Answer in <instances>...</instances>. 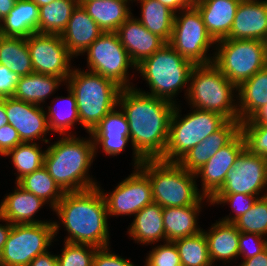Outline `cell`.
<instances>
[{
    "label": "cell",
    "instance_id": "39",
    "mask_svg": "<svg viewBox=\"0 0 267 266\" xmlns=\"http://www.w3.org/2000/svg\"><path fill=\"white\" fill-rule=\"evenodd\" d=\"M234 224L240 232L267 236V192L257 198L251 209L240 216Z\"/></svg>",
    "mask_w": 267,
    "mask_h": 266
},
{
    "label": "cell",
    "instance_id": "56",
    "mask_svg": "<svg viewBox=\"0 0 267 266\" xmlns=\"http://www.w3.org/2000/svg\"><path fill=\"white\" fill-rule=\"evenodd\" d=\"M262 42H263V48H264V60L267 64V37L264 40H262Z\"/></svg>",
    "mask_w": 267,
    "mask_h": 266
},
{
    "label": "cell",
    "instance_id": "5",
    "mask_svg": "<svg viewBox=\"0 0 267 266\" xmlns=\"http://www.w3.org/2000/svg\"><path fill=\"white\" fill-rule=\"evenodd\" d=\"M188 86L185 98H188L191 108L213 111L228 120H239L238 102H235L238 100L235 94L237 86L230 82L213 62L194 65Z\"/></svg>",
    "mask_w": 267,
    "mask_h": 266
},
{
    "label": "cell",
    "instance_id": "40",
    "mask_svg": "<svg viewBox=\"0 0 267 266\" xmlns=\"http://www.w3.org/2000/svg\"><path fill=\"white\" fill-rule=\"evenodd\" d=\"M61 255H57L58 266H93L97 247L88 244L64 242Z\"/></svg>",
    "mask_w": 267,
    "mask_h": 266
},
{
    "label": "cell",
    "instance_id": "15",
    "mask_svg": "<svg viewBox=\"0 0 267 266\" xmlns=\"http://www.w3.org/2000/svg\"><path fill=\"white\" fill-rule=\"evenodd\" d=\"M267 188V159L250 153L246 148L238 156L217 194L258 196ZM261 191V192H260Z\"/></svg>",
    "mask_w": 267,
    "mask_h": 266
},
{
    "label": "cell",
    "instance_id": "27",
    "mask_svg": "<svg viewBox=\"0 0 267 266\" xmlns=\"http://www.w3.org/2000/svg\"><path fill=\"white\" fill-rule=\"evenodd\" d=\"M162 212L163 207L155 202L138 211L127 231L132 240L142 245L165 241Z\"/></svg>",
    "mask_w": 267,
    "mask_h": 266
},
{
    "label": "cell",
    "instance_id": "51",
    "mask_svg": "<svg viewBox=\"0 0 267 266\" xmlns=\"http://www.w3.org/2000/svg\"><path fill=\"white\" fill-rule=\"evenodd\" d=\"M240 124H267V105L263 106L250 119Z\"/></svg>",
    "mask_w": 267,
    "mask_h": 266
},
{
    "label": "cell",
    "instance_id": "53",
    "mask_svg": "<svg viewBox=\"0 0 267 266\" xmlns=\"http://www.w3.org/2000/svg\"><path fill=\"white\" fill-rule=\"evenodd\" d=\"M15 2H16V0H0V19H1V21L13 9Z\"/></svg>",
    "mask_w": 267,
    "mask_h": 266
},
{
    "label": "cell",
    "instance_id": "22",
    "mask_svg": "<svg viewBox=\"0 0 267 266\" xmlns=\"http://www.w3.org/2000/svg\"><path fill=\"white\" fill-rule=\"evenodd\" d=\"M241 0H196L208 34L215 42L225 39L230 33Z\"/></svg>",
    "mask_w": 267,
    "mask_h": 266
},
{
    "label": "cell",
    "instance_id": "55",
    "mask_svg": "<svg viewBox=\"0 0 267 266\" xmlns=\"http://www.w3.org/2000/svg\"><path fill=\"white\" fill-rule=\"evenodd\" d=\"M30 1L34 2L38 7H41L51 3L54 0H30Z\"/></svg>",
    "mask_w": 267,
    "mask_h": 266
},
{
    "label": "cell",
    "instance_id": "12",
    "mask_svg": "<svg viewBox=\"0 0 267 266\" xmlns=\"http://www.w3.org/2000/svg\"><path fill=\"white\" fill-rule=\"evenodd\" d=\"M88 71L115 81L122 88L133 87L129 67L136 69L116 32H103L85 51Z\"/></svg>",
    "mask_w": 267,
    "mask_h": 266
},
{
    "label": "cell",
    "instance_id": "34",
    "mask_svg": "<svg viewBox=\"0 0 267 266\" xmlns=\"http://www.w3.org/2000/svg\"><path fill=\"white\" fill-rule=\"evenodd\" d=\"M79 0H54L39 7V33L61 35Z\"/></svg>",
    "mask_w": 267,
    "mask_h": 266
},
{
    "label": "cell",
    "instance_id": "43",
    "mask_svg": "<svg viewBox=\"0 0 267 266\" xmlns=\"http://www.w3.org/2000/svg\"><path fill=\"white\" fill-rule=\"evenodd\" d=\"M144 266H182L177 247L173 241L152 248L146 256Z\"/></svg>",
    "mask_w": 267,
    "mask_h": 266
},
{
    "label": "cell",
    "instance_id": "21",
    "mask_svg": "<svg viewBox=\"0 0 267 266\" xmlns=\"http://www.w3.org/2000/svg\"><path fill=\"white\" fill-rule=\"evenodd\" d=\"M240 123L239 120H228L220 129L190 149L178 163L187 171L195 173L240 132Z\"/></svg>",
    "mask_w": 267,
    "mask_h": 266
},
{
    "label": "cell",
    "instance_id": "32",
    "mask_svg": "<svg viewBox=\"0 0 267 266\" xmlns=\"http://www.w3.org/2000/svg\"><path fill=\"white\" fill-rule=\"evenodd\" d=\"M0 65L21 76L33 73L27 38L0 34Z\"/></svg>",
    "mask_w": 267,
    "mask_h": 266
},
{
    "label": "cell",
    "instance_id": "3",
    "mask_svg": "<svg viewBox=\"0 0 267 266\" xmlns=\"http://www.w3.org/2000/svg\"><path fill=\"white\" fill-rule=\"evenodd\" d=\"M87 139L72 133L62 136L46 149L44 167L64 192H79L98 186L88 173L95 157V147L92 137Z\"/></svg>",
    "mask_w": 267,
    "mask_h": 266
},
{
    "label": "cell",
    "instance_id": "42",
    "mask_svg": "<svg viewBox=\"0 0 267 266\" xmlns=\"http://www.w3.org/2000/svg\"><path fill=\"white\" fill-rule=\"evenodd\" d=\"M245 148L267 159V124H240Z\"/></svg>",
    "mask_w": 267,
    "mask_h": 266
},
{
    "label": "cell",
    "instance_id": "23",
    "mask_svg": "<svg viewBox=\"0 0 267 266\" xmlns=\"http://www.w3.org/2000/svg\"><path fill=\"white\" fill-rule=\"evenodd\" d=\"M103 33V30L87 14L81 4L73 10L65 31L61 34L62 40L69 53L76 57L84 51Z\"/></svg>",
    "mask_w": 267,
    "mask_h": 266
},
{
    "label": "cell",
    "instance_id": "52",
    "mask_svg": "<svg viewBox=\"0 0 267 266\" xmlns=\"http://www.w3.org/2000/svg\"><path fill=\"white\" fill-rule=\"evenodd\" d=\"M1 220L6 222V224L2 225L0 224V254L3 250V247L5 246V242L7 241L8 235L11 231L12 225L8 220H5L0 217Z\"/></svg>",
    "mask_w": 267,
    "mask_h": 266
},
{
    "label": "cell",
    "instance_id": "25",
    "mask_svg": "<svg viewBox=\"0 0 267 266\" xmlns=\"http://www.w3.org/2000/svg\"><path fill=\"white\" fill-rule=\"evenodd\" d=\"M210 199L202 197L196 204L182 207H163V223L165 241H175L180 238L199 234L203 229L199 228L197 218L202 209V202ZM203 200V201H202Z\"/></svg>",
    "mask_w": 267,
    "mask_h": 266
},
{
    "label": "cell",
    "instance_id": "20",
    "mask_svg": "<svg viewBox=\"0 0 267 266\" xmlns=\"http://www.w3.org/2000/svg\"><path fill=\"white\" fill-rule=\"evenodd\" d=\"M267 37V0H241L227 39Z\"/></svg>",
    "mask_w": 267,
    "mask_h": 266
},
{
    "label": "cell",
    "instance_id": "1",
    "mask_svg": "<svg viewBox=\"0 0 267 266\" xmlns=\"http://www.w3.org/2000/svg\"><path fill=\"white\" fill-rule=\"evenodd\" d=\"M176 104L146 94L137 87L122 88L118 97L129 123L134 168L146 159H161L169 137V123Z\"/></svg>",
    "mask_w": 267,
    "mask_h": 266
},
{
    "label": "cell",
    "instance_id": "36",
    "mask_svg": "<svg viewBox=\"0 0 267 266\" xmlns=\"http://www.w3.org/2000/svg\"><path fill=\"white\" fill-rule=\"evenodd\" d=\"M67 89L69 93L67 97L59 96L55 98L57 101L60 100V102L66 103V106L64 108L61 107L63 108L61 110V108H59L60 105L59 107H57L58 105L54 107L53 104V106L46 107L48 108V112L45 111L50 131L59 133L60 136L68 135L67 133L71 135L72 132H69V130L72 129L73 125L77 122L80 124L75 95L70 88L67 87Z\"/></svg>",
    "mask_w": 267,
    "mask_h": 266
},
{
    "label": "cell",
    "instance_id": "8",
    "mask_svg": "<svg viewBox=\"0 0 267 266\" xmlns=\"http://www.w3.org/2000/svg\"><path fill=\"white\" fill-rule=\"evenodd\" d=\"M191 110L182 118L179 105H175L169 123L167 146L161 160L178 162L190 149L228 121L226 117L213 111Z\"/></svg>",
    "mask_w": 267,
    "mask_h": 266
},
{
    "label": "cell",
    "instance_id": "30",
    "mask_svg": "<svg viewBox=\"0 0 267 266\" xmlns=\"http://www.w3.org/2000/svg\"><path fill=\"white\" fill-rule=\"evenodd\" d=\"M39 7L30 0H16L13 9L1 21V35L28 38L39 33Z\"/></svg>",
    "mask_w": 267,
    "mask_h": 266
},
{
    "label": "cell",
    "instance_id": "11",
    "mask_svg": "<svg viewBox=\"0 0 267 266\" xmlns=\"http://www.w3.org/2000/svg\"><path fill=\"white\" fill-rule=\"evenodd\" d=\"M168 44L194 65L213 62L214 56L207 53L210 47H216L214 46L216 42L208 34L195 6L175 13L172 35Z\"/></svg>",
    "mask_w": 267,
    "mask_h": 266
},
{
    "label": "cell",
    "instance_id": "54",
    "mask_svg": "<svg viewBox=\"0 0 267 266\" xmlns=\"http://www.w3.org/2000/svg\"><path fill=\"white\" fill-rule=\"evenodd\" d=\"M8 124V118L5 111V98H0V128Z\"/></svg>",
    "mask_w": 267,
    "mask_h": 266
},
{
    "label": "cell",
    "instance_id": "41",
    "mask_svg": "<svg viewBox=\"0 0 267 266\" xmlns=\"http://www.w3.org/2000/svg\"><path fill=\"white\" fill-rule=\"evenodd\" d=\"M258 196L247 194H216L211 200L209 205L229 204L232 208L234 216L230 214L220 219L224 222L234 223L240 216L249 211L253 206Z\"/></svg>",
    "mask_w": 267,
    "mask_h": 266
},
{
    "label": "cell",
    "instance_id": "7",
    "mask_svg": "<svg viewBox=\"0 0 267 266\" xmlns=\"http://www.w3.org/2000/svg\"><path fill=\"white\" fill-rule=\"evenodd\" d=\"M194 64L182 57L166 43L161 49L136 65V70L147 81L151 92L146 94L163 98L174 104L178 91L183 88L187 96L190 74ZM186 86V87H185Z\"/></svg>",
    "mask_w": 267,
    "mask_h": 266
},
{
    "label": "cell",
    "instance_id": "6",
    "mask_svg": "<svg viewBox=\"0 0 267 266\" xmlns=\"http://www.w3.org/2000/svg\"><path fill=\"white\" fill-rule=\"evenodd\" d=\"M139 168L149 177L153 202L162 207H182L196 204L199 193L196 175L178 162L146 159Z\"/></svg>",
    "mask_w": 267,
    "mask_h": 266
},
{
    "label": "cell",
    "instance_id": "13",
    "mask_svg": "<svg viewBox=\"0 0 267 266\" xmlns=\"http://www.w3.org/2000/svg\"><path fill=\"white\" fill-rule=\"evenodd\" d=\"M27 46L34 72L56 76L66 82L73 69L70 66L73 56L61 35L36 32L27 38Z\"/></svg>",
    "mask_w": 267,
    "mask_h": 266
},
{
    "label": "cell",
    "instance_id": "33",
    "mask_svg": "<svg viewBox=\"0 0 267 266\" xmlns=\"http://www.w3.org/2000/svg\"><path fill=\"white\" fill-rule=\"evenodd\" d=\"M141 3V17L137 18L151 33L163 38L167 43L171 39L175 13L158 0H132Z\"/></svg>",
    "mask_w": 267,
    "mask_h": 266
},
{
    "label": "cell",
    "instance_id": "35",
    "mask_svg": "<svg viewBox=\"0 0 267 266\" xmlns=\"http://www.w3.org/2000/svg\"><path fill=\"white\" fill-rule=\"evenodd\" d=\"M17 183L23 189L41 198L44 202L49 204L52 209L56 207L65 193L50 176L44 166L25 175Z\"/></svg>",
    "mask_w": 267,
    "mask_h": 266
},
{
    "label": "cell",
    "instance_id": "18",
    "mask_svg": "<svg viewBox=\"0 0 267 266\" xmlns=\"http://www.w3.org/2000/svg\"><path fill=\"white\" fill-rule=\"evenodd\" d=\"M116 106L88 133L91 135L95 147V156L98 147L109 156L120 155L130 139L129 123L122 110ZM99 145V146H98Z\"/></svg>",
    "mask_w": 267,
    "mask_h": 266
},
{
    "label": "cell",
    "instance_id": "19",
    "mask_svg": "<svg viewBox=\"0 0 267 266\" xmlns=\"http://www.w3.org/2000/svg\"><path fill=\"white\" fill-rule=\"evenodd\" d=\"M116 33L135 65L150 57L167 43L160 36L148 31L133 14L117 29Z\"/></svg>",
    "mask_w": 267,
    "mask_h": 266
},
{
    "label": "cell",
    "instance_id": "16",
    "mask_svg": "<svg viewBox=\"0 0 267 266\" xmlns=\"http://www.w3.org/2000/svg\"><path fill=\"white\" fill-rule=\"evenodd\" d=\"M245 149V141L239 132L227 145L210 157L206 164L195 172L196 178H201V195L212 199L222 188L227 173L232 169L238 156Z\"/></svg>",
    "mask_w": 267,
    "mask_h": 266
},
{
    "label": "cell",
    "instance_id": "28",
    "mask_svg": "<svg viewBox=\"0 0 267 266\" xmlns=\"http://www.w3.org/2000/svg\"><path fill=\"white\" fill-rule=\"evenodd\" d=\"M130 1L132 0H85L79 1V4L103 32H116L132 15Z\"/></svg>",
    "mask_w": 267,
    "mask_h": 266
},
{
    "label": "cell",
    "instance_id": "26",
    "mask_svg": "<svg viewBox=\"0 0 267 266\" xmlns=\"http://www.w3.org/2000/svg\"><path fill=\"white\" fill-rule=\"evenodd\" d=\"M206 236L211 262L223 261L230 263L239 254V233L234 223L216 221L207 231L202 230ZM215 261V262H214Z\"/></svg>",
    "mask_w": 267,
    "mask_h": 266
},
{
    "label": "cell",
    "instance_id": "4",
    "mask_svg": "<svg viewBox=\"0 0 267 266\" xmlns=\"http://www.w3.org/2000/svg\"><path fill=\"white\" fill-rule=\"evenodd\" d=\"M65 83L75 95L80 124L87 133L118 106L122 87L100 74L73 67Z\"/></svg>",
    "mask_w": 267,
    "mask_h": 266
},
{
    "label": "cell",
    "instance_id": "47",
    "mask_svg": "<svg viewBox=\"0 0 267 266\" xmlns=\"http://www.w3.org/2000/svg\"><path fill=\"white\" fill-rule=\"evenodd\" d=\"M20 76L0 65V98L13 97Z\"/></svg>",
    "mask_w": 267,
    "mask_h": 266
},
{
    "label": "cell",
    "instance_id": "14",
    "mask_svg": "<svg viewBox=\"0 0 267 266\" xmlns=\"http://www.w3.org/2000/svg\"><path fill=\"white\" fill-rule=\"evenodd\" d=\"M101 193L105 199L108 216L135 215L153 202L152 186L149 177L139 168L121 181L115 190Z\"/></svg>",
    "mask_w": 267,
    "mask_h": 266
},
{
    "label": "cell",
    "instance_id": "9",
    "mask_svg": "<svg viewBox=\"0 0 267 266\" xmlns=\"http://www.w3.org/2000/svg\"><path fill=\"white\" fill-rule=\"evenodd\" d=\"M215 46L213 63L237 87L267 66L261 40L225 38Z\"/></svg>",
    "mask_w": 267,
    "mask_h": 266
},
{
    "label": "cell",
    "instance_id": "31",
    "mask_svg": "<svg viewBox=\"0 0 267 266\" xmlns=\"http://www.w3.org/2000/svg\"><path fill=\"white\" fill-rule=\"evenodd\" d=\"M61 82L65 83L62 78L33 72L20 77L13 97L41 106V103H45V99L49 98L48 96L55 93Z\"/></svg>",
    "mask_w": 267,
    "mask_h": 266
},
{
    "label": "cell",
    "instance_id": "44",
    "mask_svg": "<svg viewBox=\"0 0 267 266\" xmlns=\"http://www.w3.org/2000/svg\"><path fill=\"white\" fill-rule=\"evenodd\" d=\"M250 243H252L250 245ZM254 244V245H253ZM267 248V238L256 233H239V254L245 259L260 254Z\"/></svg>",
    "mask_w": 267,
    "mask_h": 266
},
{
    "label": "cell",
    "instance_id": "45",
    "mask_svg": "<svg viewBox=\"0 0 267 266\" xmlns=\"http://www.w3.org/2000/svg\"><path fill=\"white\" fill-rule=\"evenodd\" d=\"M110 246L98 248L94 259L93 266H135L130 259L122 258L110 251Z\"/></svg>",
    "mask_w": 267,
    "mask_h": 266
},
{
    "label": "cell",
    "instance_id": "46",
    "mask_svg": "<svg viewBox=\"0 0 267 266\" xmlns=\"http://www.w3.org/2000/svg\"><path fill=\"white\" fill-rule=\"evenodd\" d=\"M22 143L17 130L9 123L0 128V155L5 156L10 150Z\"/></svg>",
    "mask_w": 267,
    "mask_h": 266
},
{
    "label": "cell",
    "instance_id": "38",
    "mask_svg": "<svg viewBox=\"0 0 267 266\" xmlns=\"http://www.w3.org/2000/svg\"><path fill=\"white\" fill-rule=\"evenodd\" d=\"M177 247L182 266H214L203 231L197 235L173 241Z\"/></svg>",
    "mask_w": 267,
    "mask_h": 266
},
{
    "label": "cell",
    "instance_id": "24",
    "mask_svg": "<svg viewBox=\"0 0 267 266\" xmlns=\"http://www.w3.org/2000/svg\"><path fill=\"white\" fill-rule=\"evenodd\" d=\"M16 189L0 202V217L11 224H36L50 221L36 220L33 217L46 202L16 183Z\"/></svg>",
    "mask_w": 267,
    "mask_h": 266
},
{
    "label": "cell",
    "instance_id": "29",
    "mask_svg": "<svg viewBox=\"0 0 267 266\" xmlns=\"http://www.w3.org/2000/svg\"><path fill=\"white\" fill-rule=\"evenodd\" d=\"M238 117L243 122L267 105V66L237 87Z\"/></svg>",
    "mask_w": 267,
    "mask_h": 266
},
{
    "label": "cell",
    "instance_id": "48",
    "mask_svg": "<svg viewBox=\"0 0 267 266\" xmlns=\"http://www.w3.org/2000/svg\"><path fill=\"white\" fill-rule=\"evenodd\" d=\"M163 5L167 6L174 13H178L183 9L191 8L195 5L196 0H158Z\"/></svg>",
    "mask_w": 267,
    "mask_h": 266
},
{
    "label": "cell",
    "instance_id": "50",
    "mask_svg": "<svg viewBox=\"0 0 267 266\" xmlns=\"http://www.w3.org/2000/svg\"><path fill=\"white\" fill-rule=\"evenodd\" d=\"M238 266H267V248L260 254L241 261Z\"/></svg>",
    "mask_w": 267,
    "mask_h": 266
},
{
    "label": "cell",
    "instance_id": "37",
    "mask_svg": "<svg viewBox=\"0 0 267 266\" xmlns=\"http://www.w3.org/2000/svg\"><path fill=\"white\" fill-rule=\"evenodd\" d=\"M46 150H42L36 142H22L10 150L6 156H11L13 166L18 176L16 183L25 175L30 174L44 166Z\"/></svg>",
    "mask_w": 267,
    "mask_h": 266
},
{
    "label": "cell",
    "instance_id": "49",
    "mask_svg": "<svg viewBox=\"0 0 267 266\" xmlns=\"http://www.w3.org/2000/svg\"><path fill=\"white\" fill-rule=\"evenodd\" d=\"M28 266H58L57 255L47 251L44 254L36 256Z\"/></svg>",
    "mask_w": 267,
    "mask_h": 266
},
{
    "label": "cell",
    "instance_id": "17",
    "mask_svg": "<svg viewBox=\"0 0 267 266\" xmlns=\"http://www.w3.org/2000/svg\"><path fill=\"white\" fill-rule=\"evenodd\" d=\"M5 111L8 123L17 130L22 142L41 140L45 144L50 143L45 137L50 129L42 105L40 107L14 97H5Z\"/></svg>",
    "mask_w": 267,
    "mask_h": 266
},
{
    "label": "cell",
    "instance_id": "2",
    "mask_svg": "<svg viewBox=\"0 0 267 266\" xmlns=\"http://www.w3.org/2000/svg\"><path fill=\"white\" fill-rule=\"evenodd\" d=\"M53 211L68 231L64 242L97 248L109 246V216L99 185L84 191L65 192Z\"/></svg>",
    "mask_w": 267,
    "mask_h": 266
},
{
    "label": "cell",
    "instance_id": "10",
    "mask_svg": "<svg viewBox=\"0 0 267 266\" xmlns=\"http://www.w3.org/2000/svg\"><path fill=\"white\" fill-rule=\"evenodd\" d=\"M60 224L44 222L13 224L0 254V266H28L38 255L46 253Z\"/></svg>",
    "mask_w": 267,
    "mask_h": 266
}]
</instances>
